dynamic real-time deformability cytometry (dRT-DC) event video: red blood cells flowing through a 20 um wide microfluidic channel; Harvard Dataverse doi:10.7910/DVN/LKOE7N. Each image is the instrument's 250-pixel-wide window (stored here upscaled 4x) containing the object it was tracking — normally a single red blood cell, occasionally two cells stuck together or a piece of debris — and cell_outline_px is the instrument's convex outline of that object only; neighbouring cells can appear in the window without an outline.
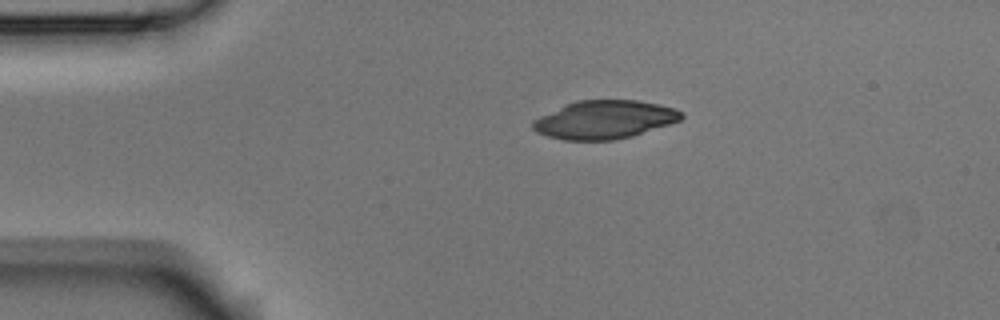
{"species": "Egyptian fruit bat (a non-hibernating species)", "species_latin": "Rousettus aegyptiacus", "temperature_condition": "room temperature", "stored_images_in_passage": 5, "camera_frame_rate_fps": 3000, "um_per_image_px": 0.085, "animal": {"sex": "male"}, "frame": {"image": 1, "passage_image": 1, "time_ms": 0.0, "image_size_px": [1000, 320], "cell_outline_px": [[684, 116], [680, 120], [632, 136], [612, 140], [564, 140], [548, 136], [536, 132], [532, 128], [532, 120], [564, 104], [576, 100], [636, 100], [660, 104], [684, 112]], "centroid_in_image_um": [51.35, 10.16], "position_along_channel_um": 33.7, "area_um2": 33.12}}